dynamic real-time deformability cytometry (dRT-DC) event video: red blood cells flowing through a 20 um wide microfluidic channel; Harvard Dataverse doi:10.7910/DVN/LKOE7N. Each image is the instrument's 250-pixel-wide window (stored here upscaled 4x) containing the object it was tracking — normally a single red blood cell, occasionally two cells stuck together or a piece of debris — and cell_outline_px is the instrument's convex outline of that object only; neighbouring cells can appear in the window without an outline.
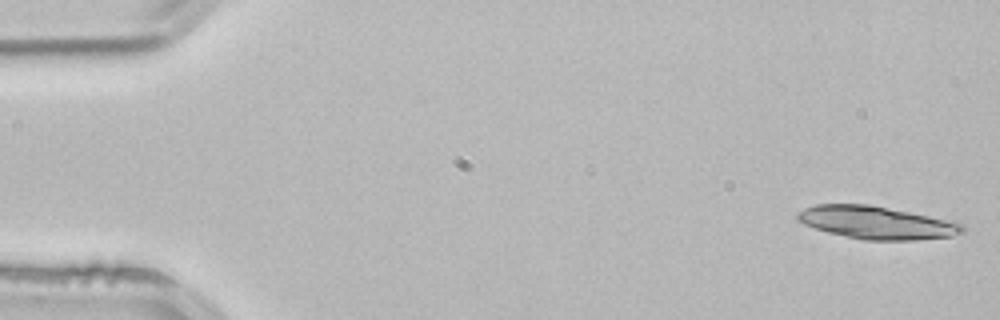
{"species": "common noctule bat (a hibernating species)", "species_latin": "Nyctalus noctula", "temperature_condition": "room temperature", "stored_images_in_passage": 4, "camera_frame_rate_fps": 3000, "um_per_image_px": 0.085, "animal": {"sex": "male", "body_mass_g": 21.5, "forearm_length_mm": 52.0}, "frame": {"image": 1, "passage_image": 1, "time_ms": 0.0, "image_size_px": [1000, 320], "cell_outline_px": [[964, 232], [952, 236], [916, 240], [864, 240], [828, 232], [804, 224], [796, 220], [796, 212], [804, 208], [816, 204], [868, 204], [928, 216], [960, 224], [964, 228]], "centroid_in_image_um": [74.42, 18.92], "position_along_channel_um": 10.6, "area_um2": 31.04}}